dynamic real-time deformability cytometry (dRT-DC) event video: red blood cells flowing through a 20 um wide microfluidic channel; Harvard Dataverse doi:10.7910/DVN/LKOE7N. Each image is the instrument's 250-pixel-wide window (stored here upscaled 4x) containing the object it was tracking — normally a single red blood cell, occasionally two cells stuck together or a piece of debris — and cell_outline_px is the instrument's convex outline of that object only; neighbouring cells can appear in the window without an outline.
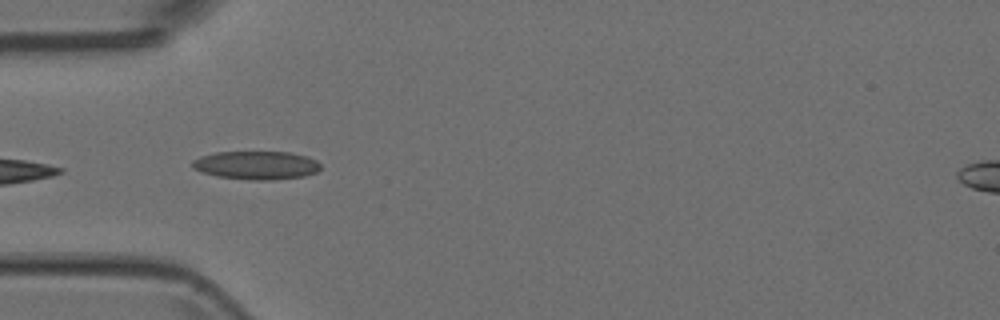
{"species": "Egyptian fruit bat (a non-hibernating species)", "species_latin": "Rousettus aegyptiacus", "temperature_condition": "room temperature", "stored_images_in_passage": 6, "camera_frame_rate_fps": 3000, "um_per_image_px": 0.085, "animal": {"sex": "female"}, "frame": {"image": 1, "passage_image": 4, "time_ms": 1.0, "image_size_px": [1000, 320], "cell_outline_px": [[320, 168], [316, 172], [304, 176], [272, 180], [252, 180], [216, 176], [200, 172], [192, 168], [192, 160], [200, 156], [216, 152], [288, 152], [304, 156], [316, 160], [320, 164]], "centroid_in_image_um": [21.74, 14.05], "position_along_channel_um": 63.3, "area_um2": 21.21}}
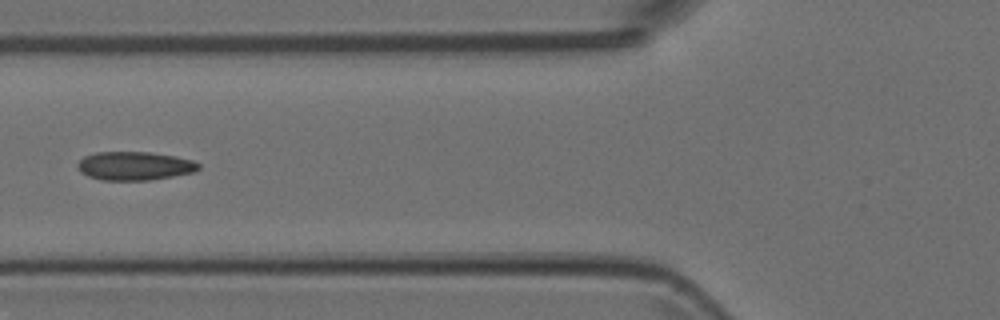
{"frame": {"image": 2, "passage_image": 5, "time_ms": 1.333, "image_size_px": [1000, 320], "cell_outline_px": [[200, 168], [196, 172], [148, 180], [100, 180], [88, 176], [80, 172], [76, 164], [84, 156], [96, 152], [148, 152], [176, 156], [192, 160], [200, 164]], "centroid_in_image_um": [11.44, 14.1], "position_along_channel_um": 114.4, "area_um2": 20.23}}
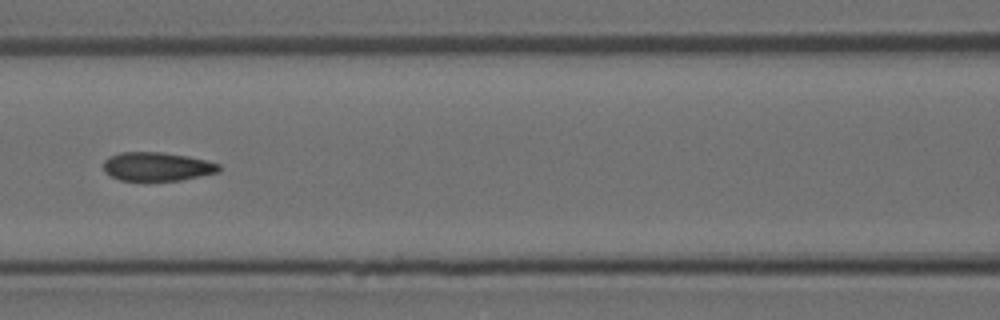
{"frame": {"image": 3, "passage_image": 6, "time_ms": 1.667, "image_size_px": [1000, 320], "cell_outline_px": [[220, 172], [180, 180], [144, 184], [120, 180], [104, 172], [104, 160], [108, 156], [120, 152], [160, 152], [184, 156], [204, 160], [220, 164]], "centroid_in_image_um": [13.29, 14.21], "position_along_channel_um": 153.3, "area_um2": 20.0}}